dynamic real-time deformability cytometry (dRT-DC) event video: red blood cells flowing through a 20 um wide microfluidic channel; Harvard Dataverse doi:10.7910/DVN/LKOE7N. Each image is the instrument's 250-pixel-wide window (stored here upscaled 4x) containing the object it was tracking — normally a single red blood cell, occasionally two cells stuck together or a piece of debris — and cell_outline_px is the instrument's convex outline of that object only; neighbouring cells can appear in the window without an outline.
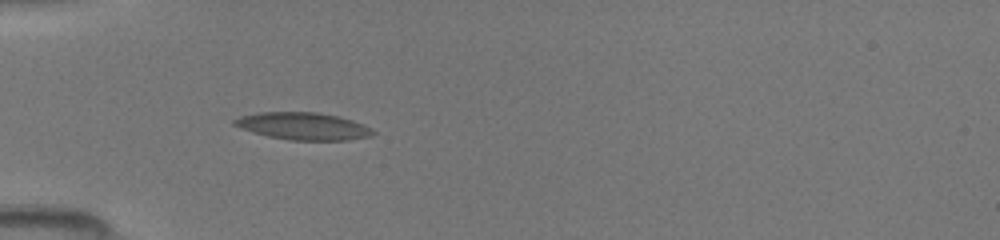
{"species": "common noctule bat (a hibernating species)", "species_latin": "Nyctalus noctula", "temperature_condition": "room temperature", "stored_images_in_passage": 33, "camera_frame_rate_fps": 3000, "um_per_image_px": 0.085, "animal": {"sex": "female", "body_mass_g": 19.5, "forearm_length_mm": 54.1}, "frame": {"image": 1, "passage_image": 4, "time_ms": 1.0, "image_size_px": [1000, 240], "cell_outline_px": [[376, 132], [372, 136], [348, 140], [288, 140], [268, 136], [232, 124], [232, 120], [240, 116], [260, 112], [316, 112], [340, 116], [364, 124], [372, 128]], "centroid_in_image_um": [25.83, 10.72], "position_along_channel_um": 59.2, "area_um2": 22.02}}
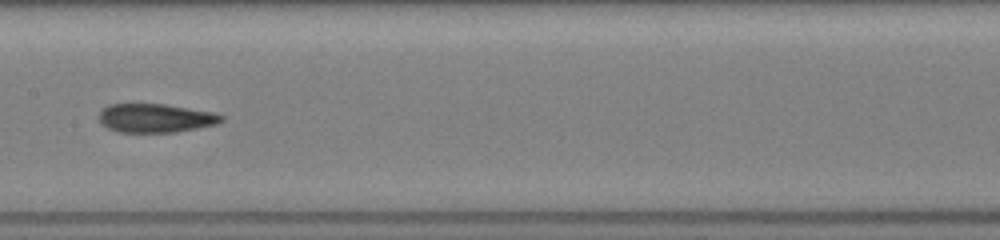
{"frame": {"image": 2, "passage_image": 14, "time_ms": 4.333, "image_size_px": [1000, 240], "cell_outline_px": [[224, 120], [220, 124], [176, 132], [120, 132], [108, 128], [100, 124], [100, 112], [108, 104], [164, 104], [216, 112], [224, 116]], "centroid_in_image_um": [13.28, 10.04], "position_along_channel_um": 194.1, "area_um2": 20.69}}
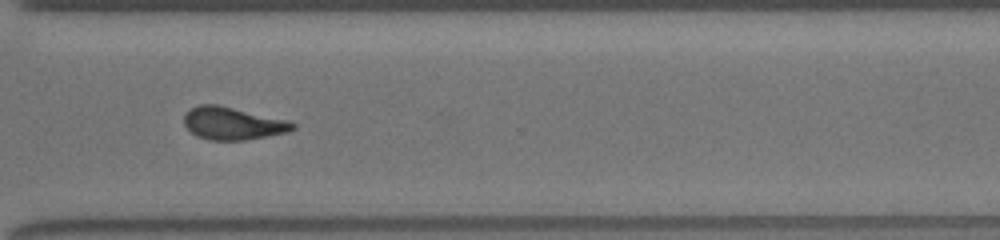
{"frame": {"image": 3, "passage_image": 25, "time_ms": 8.0, "image_size_px": [1000, 240], "cell_outline_px": [[296, 128], [288, 132], [244, 140], [208, 140], [196, 136], [184, 124], [184, 116], [192, 108], [200, 104], [216, 104], [288, 120], [296, 124]], "centroid_in_image_um": [19.79, 10.49], "position_along_channel_um": 350.8, "area_um2": 20.46}}